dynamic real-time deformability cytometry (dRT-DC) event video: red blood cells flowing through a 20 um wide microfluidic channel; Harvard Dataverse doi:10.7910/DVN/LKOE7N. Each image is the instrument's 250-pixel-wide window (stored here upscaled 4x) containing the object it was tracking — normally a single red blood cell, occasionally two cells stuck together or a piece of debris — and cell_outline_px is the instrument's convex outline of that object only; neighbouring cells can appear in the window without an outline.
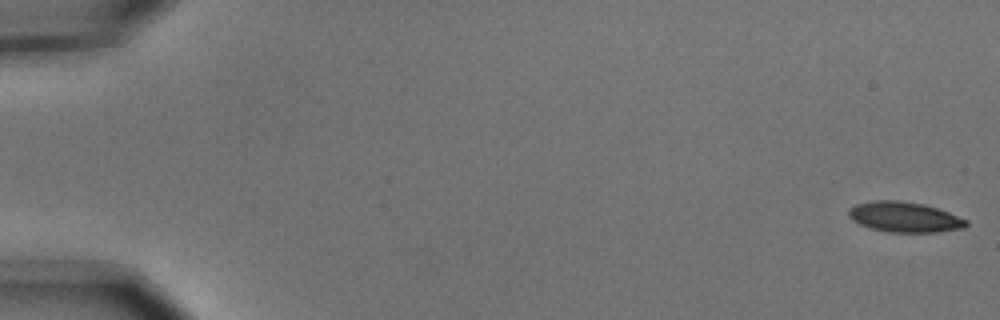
{"species": "common noctule bat (a hibernating species)", "species_latin": "Nyctalus noctula", "temperature_condition": "cold", "stored_images_in_passage": 5, "camera_frame_rate_fps": 3000, "um_per_image_px": 0.085, "animal": {"sex": "male", "body_mass_g": 15.6}, "frame": {"image": 1, "passage_image": 1, "time_ms": 0.0, "image_size_px": [1000, 320], "cell_outline_px": [[968, 224], [964, 228], [936, 232], [888, 232], [872, 228], [860, 224], [852, 220], [848, 216], [848, 208], [856, 204], [872, 200], [896, 200], [924, 204], [948, 212], [968, 220]], "centroid_in_image_um": [76.86, 18.44], "position_along_channel_um": 8.1, "area_um2": 20.75}}
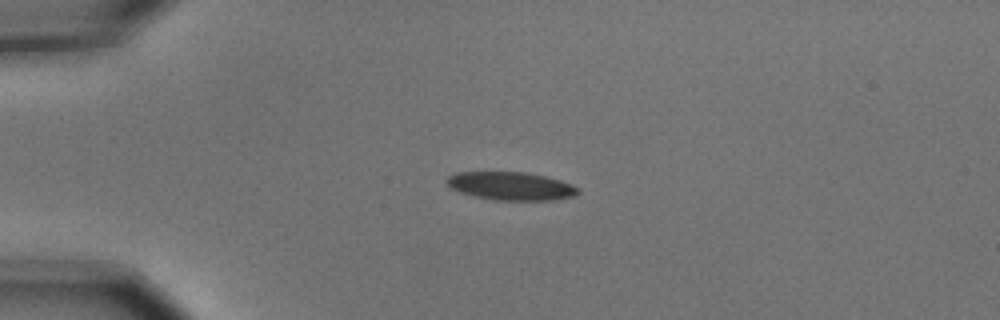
{"frame": {"image": 2, "passage_image": 4, "time_ms": 1.0, "image_size_px": [1000, 320], "cell_outline_px": [[580, 192], [572, 196], [552, 200], [496, 200], [476, 196], [460, 192], [452, 188], [444, 180], [448, 176], [456, 172], [524, 172], [544, 176], [560, 180], [572, 184], [580, 188]], "centroid_in_image_um": [43.43, 15.8], "position_along_channel_um": 41.6, "area_um2": 21.44}}